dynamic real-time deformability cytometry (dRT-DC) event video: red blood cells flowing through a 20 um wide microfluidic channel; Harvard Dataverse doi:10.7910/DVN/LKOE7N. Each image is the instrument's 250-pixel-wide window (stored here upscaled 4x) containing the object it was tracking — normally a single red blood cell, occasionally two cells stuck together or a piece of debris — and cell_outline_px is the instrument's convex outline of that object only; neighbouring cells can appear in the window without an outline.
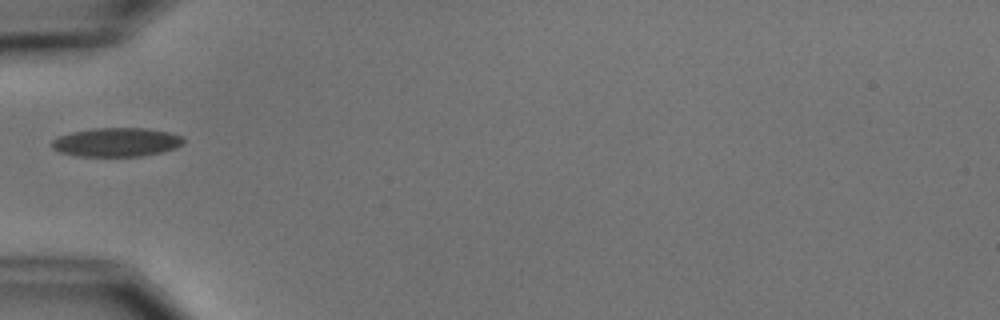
{"species": "common noctule bat (a hibernating species)", "species_latin": "Nyctalus noctula", "temperature_condition": "cold", "stored_images_in_passage": 2, "camera_frame_rate_fps": 3000, "um_per_image_px": 0.085, "animal": {"sex": "male", "body_mass_g": 15.6}, "frame": {"image": 1, "passage_image": 1, "time_ms": 0.0, "image_size_px": [1000, 320], "cell_outline_px": [[184, 144], [176, 148], [160, 152], [140, 156], [76, 156], [60, 152], [52, 148], [52, 140], [60, 136], [72, 132], [96, 128], [148, 128], [168, 132], [184, 136]], "centroid_in_image_um": [9.94, 12.08], "position_along_channel_um": 75.1, "area_um2": 22.14}}